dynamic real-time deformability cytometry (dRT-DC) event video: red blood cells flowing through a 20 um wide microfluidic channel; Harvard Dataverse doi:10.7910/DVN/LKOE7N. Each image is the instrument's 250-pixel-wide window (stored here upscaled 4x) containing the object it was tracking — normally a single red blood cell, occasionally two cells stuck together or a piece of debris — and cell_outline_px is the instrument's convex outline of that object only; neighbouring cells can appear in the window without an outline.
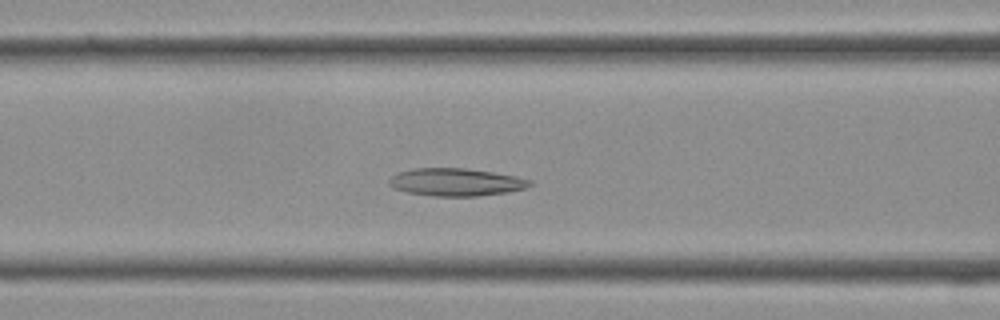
{"species": "Egyptian fruit bat (a non-hibernating species)", "species_latin": "Rousettus aegyptiacus", "temperature_condition": "cold", "stored_images_in_passage": 34, "camera_frame_rate_fps": 3000, "um_per_image_px": 0.085, "frame": {"image": 1, "passage_image": 11, "time_ms": 3.333, "image_size_px": [1000, 320], "cell_outline_px": [[532, 184], [528, 188], [508, 192], [476, 196], [432, 196], [408, 192], [392, 188], [388, 184], [388, 180], [392, 176], [400, 172], [412, 168], [464, 168], [492, 172], [516, 176], [532, 180]], "centroid_in_image_um": [38.77, 15.48], "position_along_channel_um": 127.8, "area_um2": 22.77}}
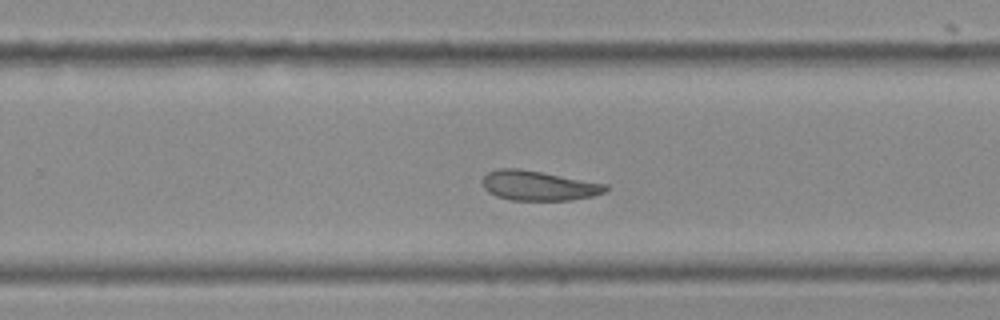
{"frame": {"image": 2, "passage_image": 20, "time_ms": 6.333, "image_size_px": [1000, 320], "cell_outline_px": [[608, 192], [592, 196], [572, 200], [512, 200], [496, 196], [488, 192], [484, 188], [484, 176], [488, 172], [496, 168], [520, 168], [608, 184]], "centroid_in_image_um": [45.81, 15.77], "position_along_channel_um": 284.0, "area_um2": 21.44}}
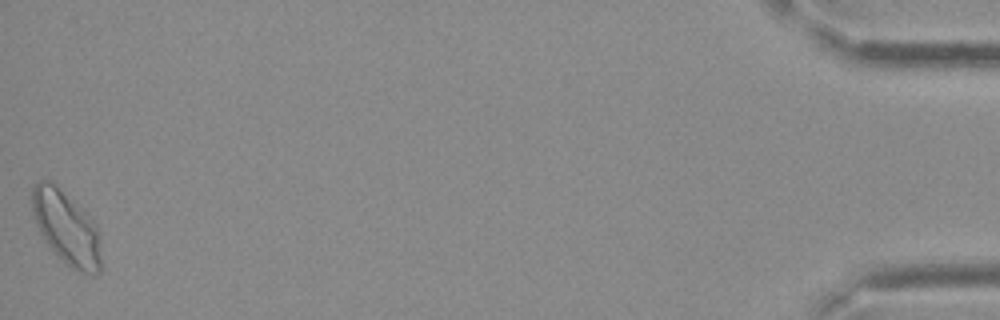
{"frame": {"image": 3, "passage_image": 34, "time_ms": 11.0, "image_size_px": [1000, 320], "cell_outline_px": [[100, 272], [96, 276], [92, 276], [76, 272], [48, 244], [40, 232], [36, 224], [32, 212], [32, 188], [36, 180], [48, 180], [56, 184], [88, 212], [96, 224], [100, 236]], "centroid_in_image_um": [5.67, 19.34], "position_along_channel_um": 429.5, "area_um2": 29.94}}